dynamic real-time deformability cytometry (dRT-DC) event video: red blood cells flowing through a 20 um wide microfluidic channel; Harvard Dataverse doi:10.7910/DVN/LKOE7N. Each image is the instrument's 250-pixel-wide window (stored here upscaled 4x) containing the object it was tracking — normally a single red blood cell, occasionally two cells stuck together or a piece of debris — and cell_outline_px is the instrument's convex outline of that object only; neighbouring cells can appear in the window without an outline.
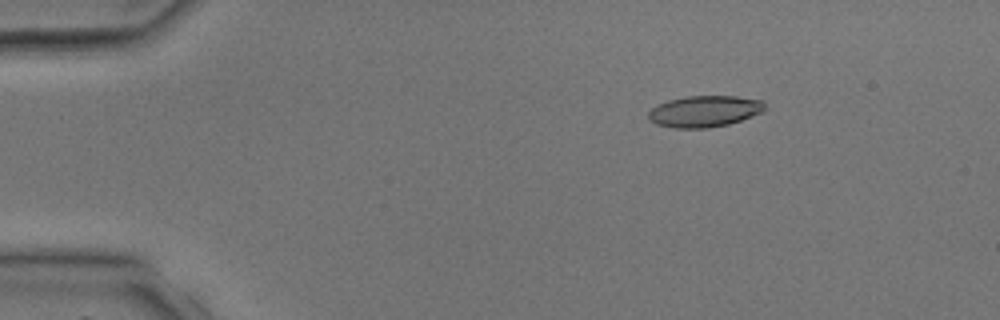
{"species": "common noctule bat (a hibernating species)", "species_latin": "Nyctalus noctula", "temperature_condition": "room temperature", "stored_images_in_passage": 3, "camera_frame_rate_fps": 3000, "um_per_image_px": 0.085, "animal": {"sex": "male", "body_mass_g": 17.9, "forearm_length_mm": 54.2}, "frame": {"image": 1, "passage_image": 2, "time_ms": 1.0, "image_size_px": [1000, 320], "cell_outline_px": [[764, 112], [728, 124], [708, 128], [672, 128], [656, 124], [648, 120], [648, 112], [656, 104], [668, 100], [688, 96], [736, 96], [764, 100]], "centroid_in_image_um": [59.86, 9.46], "position_along_channel_um": 25.1, "area_um2": 21.44}}